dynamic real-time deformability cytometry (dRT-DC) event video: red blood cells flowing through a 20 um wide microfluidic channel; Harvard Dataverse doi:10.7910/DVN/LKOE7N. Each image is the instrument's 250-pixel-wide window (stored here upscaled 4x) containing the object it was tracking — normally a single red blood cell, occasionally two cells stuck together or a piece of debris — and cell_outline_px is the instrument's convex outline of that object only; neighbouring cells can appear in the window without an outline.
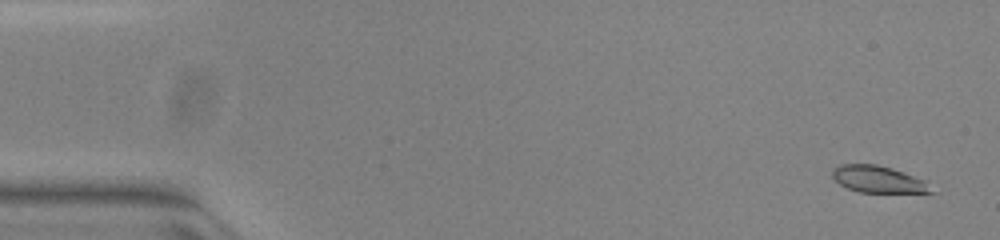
{"species": "common noctule bat (a hibernating species)", "species_latin": "Nyctalus noctula", "temperature_condition": "warm", "stored_images_in_passage": 54, "segment_of_instrument_passage": [1, 2], "camera_frame_rate_fps": 3000, "um_per_image_px": 0.085, "animal": {"sex": "female", "body_mass_g": 23.0, "forearm_length_mm": 53.4}, "frame": {"image": 1, "passage_image": 3, "time_ms": 0.667, "image_size_px": [1000, 240], "cell_outline_px": [[936, 192], [860, 192], [848, 188], [840, 184], [832, 176], [832, 168], [840, 164], [876, 164], [892, 168], [924, 180]], "centroid_in_image_um": [74.62, 15.23], "position_along_channel_um": 10.4, "area_um2": 15.26}}
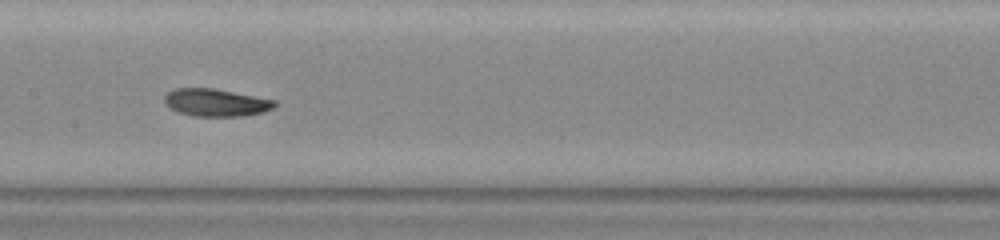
{"frame": {"image": 2, "passage_image": 27, "time_ms": 8.667, "image_size_px": [1000, 240], "cell_outline_px": [[276, 104], [272, 108], [260, 112], [240, 116], [196, 116], [180, 112], [172, 108], [164, 100], [164, 96], [168, 92], [176, 88], [212, 88], [276, 100]], "centroid_in_image_um": [18.35, 8.7], "position_along_channel_um": 189.0, "area_um2": 17.22}}
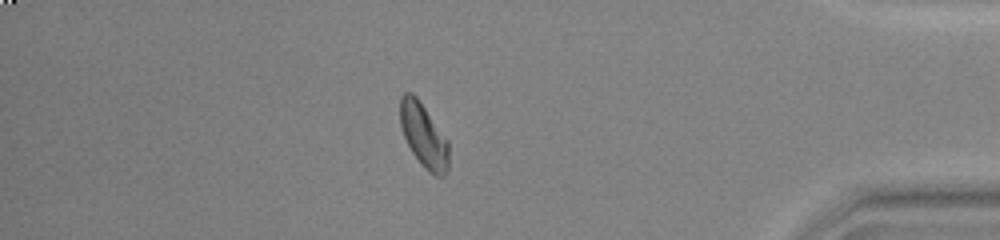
{"frame": {"image": 3, "passage_image": 46, "time_ms": 15.0, "image_size_px": [1000, 240], "cell_outline_px": [[448, 172], [444, 176], [436, 176], [428, 172], [424, 168], [412, 152], [404, 136], [400, 124], [400, 96], [404, 92], [412, 92], [416, 96], [448, 140]], "centroid_in_image_um": [36.01, 11.52], "position_along_channel_um": 399.2, "area_um2": 18.09}}